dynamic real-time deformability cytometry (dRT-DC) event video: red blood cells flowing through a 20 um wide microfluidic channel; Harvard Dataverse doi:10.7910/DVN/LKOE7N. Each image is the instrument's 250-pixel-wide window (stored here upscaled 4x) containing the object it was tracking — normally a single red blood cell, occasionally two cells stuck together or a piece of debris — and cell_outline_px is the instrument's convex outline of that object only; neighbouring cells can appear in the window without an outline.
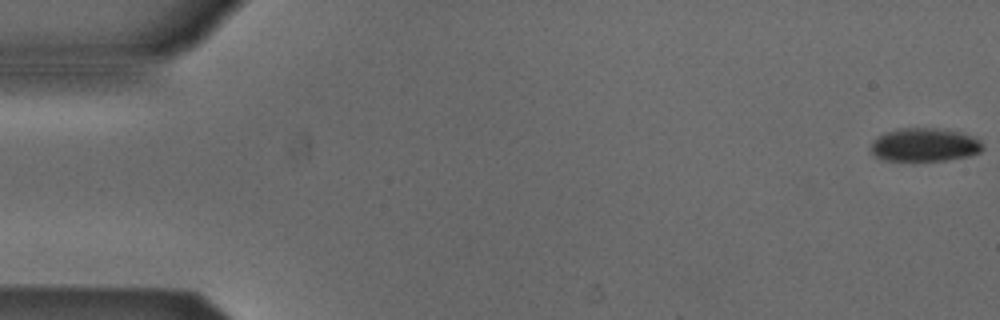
{"species": "Egyptian fruit bat (a non-hibernating species)", "species_latin": "Rousettus aegyptiacus", "temperature_condition": "cold", "stored_images_in_passage": 53, "camera_frame_rate_fps": 3000, "um_per_image_px": 0.085, "animal": {"sex": "male"}, "frame": {"image": 1, "passage_image": 1, "time_ms": 0.0, "image_size_px": [1000, 320], "cell_outline_px": [[984, 148], [980, 152], [968, 156], [948, 160], [880, 160], [872, 152], [872, 140], [884, 132], [896, 128], [936, 128], [960, 132], [972, 136], [980, 140], [984, 144]], "centroid_in_image_um": [78.6, 12.3], "position_along_channel_um": 6.4, "area_um2": 21.85}}
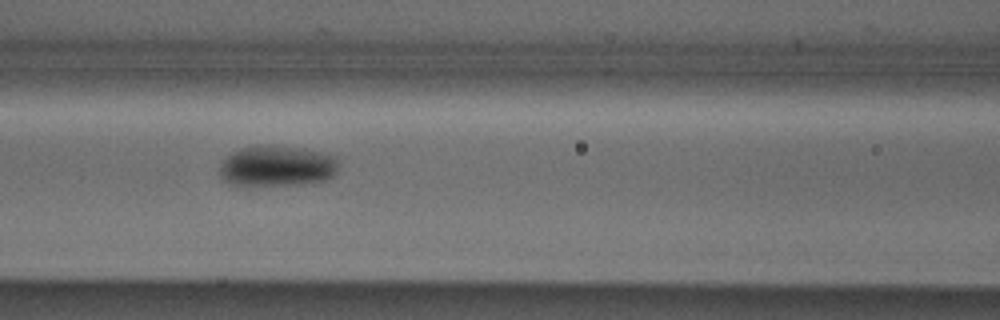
{"frame": {"image": 2, "passage_image": 23, "time_ms": 7.333, "image_size_px": [1000, 320], "cell_outline_px": [[340, 164], [336, 176], [324, 180], [304, 184], [232, 184], [224, 180], [220, 176], [220, 164], [232, 152], [240, 148], [256, 144], [264, 144], [296, 148], [324, 152], [336, 156]], "centroid_in_image_um": [23.6, 14.09], "position_along_channel_um": 143.0, "area_um2": 28.38}}
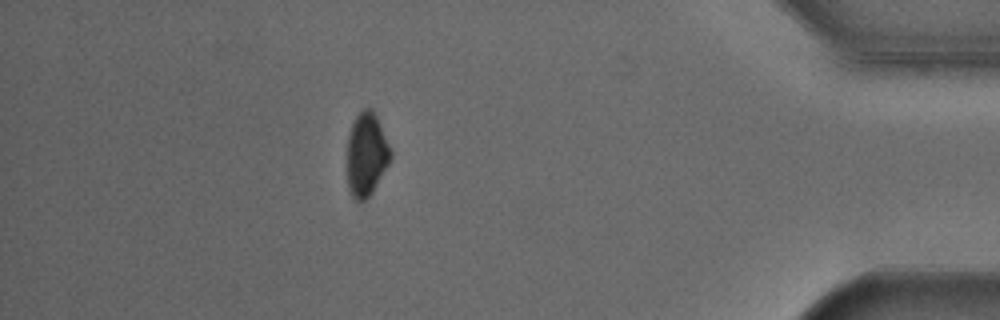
{"frame": {"image": 3, "passage_image": 47, "time_ms": 15.333, "image_size_px": [1000, 320], "cell_outline_px": [[392, 156], [388, 164], [372, 192], [360, 204], [352, 196], [348, 188], [348, 132], [356, 116], [364, 108], [372, 108], [376, 116], [392, 152]], "centroid_in_image_um": [31.14, 13.13], "position_along_channel_um": 404.1, "area_um2": 20.87}}